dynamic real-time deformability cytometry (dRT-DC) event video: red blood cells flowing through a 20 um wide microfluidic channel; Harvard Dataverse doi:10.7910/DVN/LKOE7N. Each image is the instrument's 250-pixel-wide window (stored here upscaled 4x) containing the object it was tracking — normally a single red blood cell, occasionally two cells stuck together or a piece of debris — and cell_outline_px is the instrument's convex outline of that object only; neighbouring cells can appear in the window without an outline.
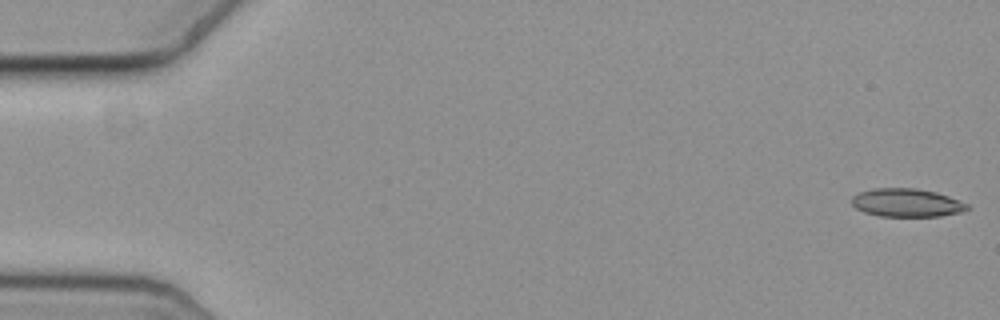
{"species": "common noctule bat (a hibernating species)", "species_latin": "Nyctalus noctula", "temperature_condition": "cold", "stored_images_in_passage": 18, "camera_frame_rate_fps": 3000, "um_per_image_px": 0.085, "animal": {"sex": "female", "body_mass_g": 19.3, "forearm_length_mm": 54.1}, "frame": {"image": 1, "passage_image": 1, "time_ms": 0.0, "image_size_px": [1000, 320], "cell_outline_px": [[972, 208], [960, 212], [940, 216], [880, 216], [864, 212], [856, 208], [852, 204], [852, 196], [860, 192], [876, 188], [916, 188], [936, 192], [948, 196], [968, 204]], "centroid_in_image_um": [77.08, 17.23], "position_along_channel_um": 7.9, "area_um2": 18.96}}
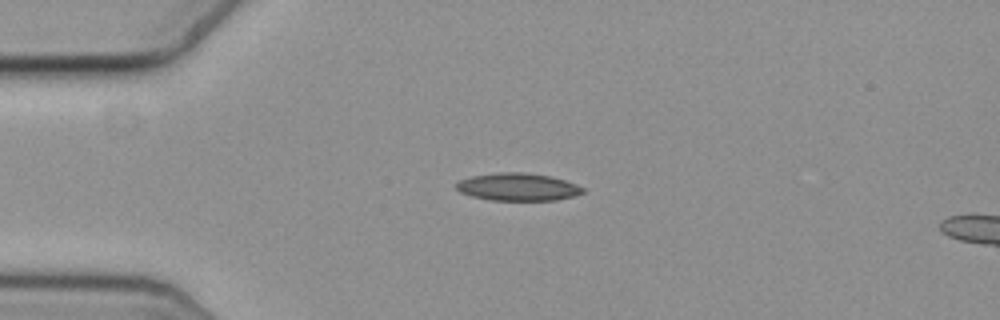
{"frame": {"image": 2, "passage_image": 14, "time_ms": 4.333, "image_size_px": [1000, 320], "cell_outline_px": [[584, 192], [572, 196], [556, 200], [488, 200], [472, 196], [460, 192], [456, 188], [456, 184], [460, 180], [472, 176], [496, 172], [524, 172], [548, 176], [564, 180], [576, 184], [584, 188]], "centroid_in_image_um": [43.99, 15.89], "position_along_channel_um": 41.0, "area_um2": 20.23}}